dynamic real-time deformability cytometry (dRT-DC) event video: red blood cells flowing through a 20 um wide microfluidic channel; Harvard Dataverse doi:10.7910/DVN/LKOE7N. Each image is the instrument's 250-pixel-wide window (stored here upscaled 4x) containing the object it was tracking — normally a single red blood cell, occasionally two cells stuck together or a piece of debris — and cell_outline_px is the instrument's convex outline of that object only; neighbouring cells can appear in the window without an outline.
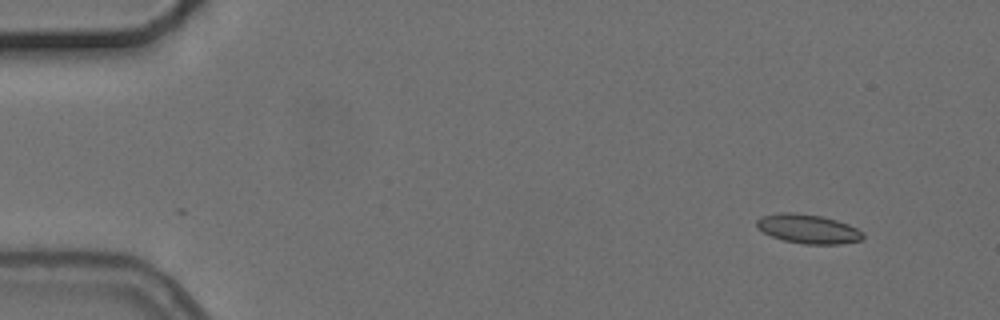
{"species": "common noctule bat (a hibernating species)", "species_latin": "Nyctalus noctula", "temperature_condition": "cold", "stored_images_in_passage": 4, "camera_frame_rate_fps": 3000, "um_per_image_px": 0.085, "animal": {"sex": "female", "body_mass_g": 24.6, "forearm_length_mm": 56.2}, "frame": {"image": 1, "passage_image": 1, "time_ms": 0.0, "image_size_px": [1000, 320], "cell_outline_px": [[864, 236], [860, 240], [840, 244], [804, 244], [784, 240], [772, 236], [756, 228], [756, 220], [760, 216], [780, 212], [792, 212], [820, 216], [836, 220], [848, 224], [864, 232]], "centroid_in_image_um": [68.66, 19.45], "position_along_channel_um": 16.3, "area_um2": 18.03}}
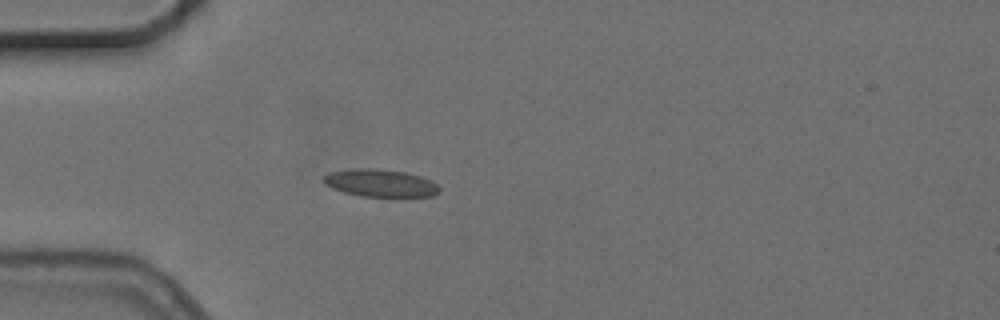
{"frame": {"image": 2, "passage_image": 4, "time_ms": 3.667, "image_size_px": [1000, 320], "cell_outline_px": [[440, 192], [432, 196], [396, 200], [360, 196], [344, 192], [332, 188], [324, 184], [324, 176], [328, 172], [356, 168], [376, 168], [404, 172], [420, 176], [432, 180], [440, 188]], "centroid_in_image_um": [32.4, 15.62], "position_along_channel_um": 52.6, "area_um2": 19.59}}